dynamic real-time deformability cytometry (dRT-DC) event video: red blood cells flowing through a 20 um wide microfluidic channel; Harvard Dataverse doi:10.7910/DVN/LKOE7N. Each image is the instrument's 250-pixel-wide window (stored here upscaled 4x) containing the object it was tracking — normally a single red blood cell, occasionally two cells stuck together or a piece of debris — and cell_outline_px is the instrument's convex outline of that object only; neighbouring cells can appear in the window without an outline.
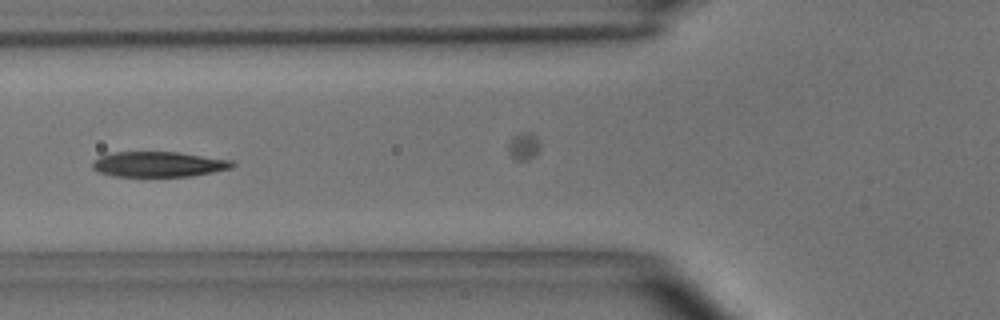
{"species": "common noctule bat (a hibernating species)", "species_latin": "Nyctalus noctula", "temperature_condition": "room temperature", "stored_images_in_passage": 22, "camera_frame_rate_fps": 3000, "um_per_image_px": 0.085, "animal": {"sex": "male", "body_mass_g": 15.6}, "frame": {"image": 1, "passage_image": 10, "time_ms": 3.0, "image_size_px": [1000, 320], "cell_outline_px": [[236, 164], [232, 168], [192, 176], [112, 176], [96, 172], [92, 168], [92, 160], [100, 156], [112, 152], [176, 152], [232, 160]], "centroid_in_image_um": [13.44, 13.96], "position_along_channel_um": 112.4, "area_um2": 20.69}}